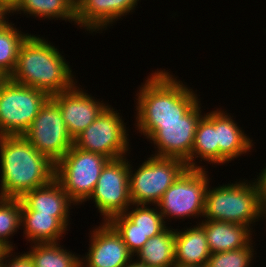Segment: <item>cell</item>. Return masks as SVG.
Instances as JSON below:
<instances>
[{
  "label": "cell",
  "instance_id": "6da1fadb",
  "mask_svg": "<svg viewBox=\"0 0 266 267\" xmlns=\"http://www.w3.org/2000/svg\"><path fill=\"white\" fill-rule=\"evenodd\" d=\"M135 95L136 130L147 139L156 129L157 123L179 122L200 99L196 91L183 84L171 72L155 70Z\"/></svg>",
  "mask_w": 266,
  "mask_h": 267
},
{
  "label": "cell",
  "instance_id": "7a4b0ae2",
  "mask_svg": "<svg viewBox=\"0 0 266 267\" xmlns=\"http://www.w3.org/2000/svg\"><path fill=\"white\" fill-rule=\"evenodd\" d=\"M1 198H21L55 178V163L23 135L0 136Z\"/></svg>",
  "mask_w": 266,
  "mask_h": 267
},
{
  "label": "cell",
  "instance_id": "3957f363",
  "mask_svg": "<svg viewBox=\"0 0 266 267\" xmlns=\"http://www.w3.org/2000/svg\"><path fill=\"white\" fill-rule=\"evenodd\" d=\"M51 44L40 35L29 34L20 45L16 67L9 78L24 86L40 89L49 96L77 85L69 62Z\"/></svg>",
  "mask_w": 266,
  "mask_h": 267
},
{
  "label": "cell",
  "instance_id": "277c9868",
  "mask_svg": "<svg viewBox=\"0 0 266 267\" xmlns=\"http://www.w3.org/2000/svg\"><path fill=\"white\" fill-rule=\"evenodd\" d=\"M254 181V182H253ZM265 204L255 180L208 187L203 220L225 221L252 226L264 218ZM252 224V225H251Z\"/></svg>",
  "mask_w": 266,
  "mask_h": 267
},
{
  "label": "cell",
  "instance_id": "5b68a950",
  "mask_svg": "<svg viewBox=\"0 0 266 267\" xmlns=\"http://www.w3.org/2000/svg\"><path fill=\"white\" fill-rule=\"evenodd\" d=\"M50 96L40 90L14 82H0V136L23 135Z\"/></svg>",
  "mask_w": 266,
  "mask_h": 267
},
{
  "label": "cell",
  "instance_id": "8992f818",
  "mask_svg": "<svg viewBox=\"0 0 266 267\" xmlns=\"http://www.w3.org/2000/svg\"><path fill=\"white\" fill-rule=\"evenodd\" d=\"M130 163V199L132 204L137 205H157L162 195L187 168L181 159L153 155L135 170Z\"/></svg>",
  "mask_w": 266,
  "mask_h": 267
},
{
  "label": "cell",
  "instance_id": "52a82bcc",
  "mask_svg": "<svg viewBox=\"0 0 266 267\" xmlns=\"http://www.w3.org/2000/svg\"><path fill=\"white\" fill-rule=\"evenodd\" d=\"M109 160L101 154L87 152L73 145L55 164V179L69 198L80 206L92 194Z\"/></svg>",
  "mask_w": 266,
  "mask_h": 267
},
{
  "label": "cell",
  "instance_id": "ba28073f",
  "mask_svg": "<svg viewBox=\"0 0 266 267\" xmlns=\"http://www.w3.org/2000/svg\"><path fill=\"white\" fill-rule=\"evenodd\" d=\"M206 170L186 168L162 195L157 207L164 221L203 217L205 196L211 182Z\"/></svg>",
  "mask_w": 266,
  "mask_h": 267
},
{
  "label": "cell",
  "instance_id": "9c48e42d",
  "mask_svg": "<svg viewBox=\"0 0 266 267\" xmlns=\"http://www.w3.org/2000/svg\"><path fill=\"white\" fill-rule=\"evenodd\" d=\"M111 107L108 105L92 124L73 139L75 147L101 154L110 160L130 154L127 123L119 115L121 113Z\"/></svg>",
  "mask_w": 266,
  "mask_h": 267
},
{
  "label": "cell",
  "instance_id": "30bf717a",
  "mask_svg": "<svg viewBox=\"0 0 266 267\" xmlns=\"http://www.w3.org/2000/svg\"><path fill=\"white\" fill-rule=\"evenodd\" d=\"M127 156L109 160L101 171L97 185L86 200H93L103 216L102 222L123 214L131 205L129 188V159Z\"/></svg>",
  "mask_w": 266,
  "mask_h": 267
},
{
  "label": "cell",
  "instance_id": "8fae6325",
  "mask_svg": "<svg viewBox=\"0 0 266 267\" xmlns=\"http://www.w3.org/2000/svg\"><path fill=\"white\" fill-rule=\"evenodd\" d=\"M23 136L55 164L73 146L59 106L49 98Z\"/></svg>",
  "mask_w": 266,
  "mask_h": 267
},
{
  "label": "cell",
  "instance_id": "7c38bea8",
  "mask_svg": "<svg viewBox=\"0 0 266 267\" xmlns=\"http://www.w3.org/2000/svg\"><path fill=\"white\" fill-rule=\"evenodd\" d=\"M201 106L198 101L179 122L157 123V129L147 138L157 148L153 156L178 158L184 162L190 158L197 125L204 116Z\"/></svg>",
  "mask_w": 266,
  "mask_h": 267
},
{
  "label": "cell",
  "instance_id": "4fadbf2b",
  "mask_svg": "<svg viewBox=\"0 0 266 267\" xmlns=\"http://www.w3.org/2000/svg\"><path fill=\"white\" fill-rule=\"evenodd\" d=\"M101 223L90 231L89 249L81 257V267L126 266L135 257L116 230L108 222Z\"/></svg>",
  "mask_w": 266,
  "mask_h": 267
},
{
  "label": "cell",
  "instance_id": "5bb4252c",
  "mask_svg": "<svg viewBox=\"0 0 266 267\" xmlns=\"http://www.w3.org/2000/svg\"><path fill=\"white\" fill-rule=\"evenodd\" d=\"M50 98L59 106L68 134L74 139L85 130L108 106L95 99L80 86H74Z\"/></svg>",
  "mask_w": 266,
  "mask_h": 267
},
{
  "label": "cell",
  "instance_id": "9a60e30c",
  "mask_svg": "<svg viewBox=\"0 0 266 267\" xmlns=\"http://www.w3.org/2000/svg\"><path fill=\"white\" fill-rule=\"evenodd\" d=\"M76 25L89 33H102L122 16L132 13L139 0H75ZM105 28V29H104Z\"/></svg>",
  "mask_w": 266,
  "mask_h": 267
},
{
  "label": "cell",
  "instance_id": "2e32d148",
  "mask_svg": "<svg viewBox=\"0 0 266 267\" xmlns=\"http://www.w3.org/2000/svg\"><path fill=\"white\" fill-rule=\"evenodd\" d=\"M204 116L215 126L218 143V165L251 152L253 140L239 127L233 116L223 109H215ZM247 135V136H246Z\"/></svg>",
  "mask_w": 266,
  "mask_h": 267
},
{
  "label": "cell",
  "instance_id": "e0dca14e",
  "mask_svg": "<svg viewBox=\"0 0 266 267\" xmlns=\"http://www.w3.org/2000/svg\"><path fill=\"white\" fill-rule=\"evenodd\" d=\"M20 199L21 211H37L54 217H70L71 206H76L55 178L47 185L26 192Z\"/></svg>",
  "mask_w": 266,
  "mask_h": 267
},
{
  "label": "cell",
  "instance_id": "ac0fdd59",
  "mask_svg": "<svg viewBox=\"0 0 266 267\" xmlns=\"http://www.w3.org/2000/svg\"><path fill=\"white\" fill-rule=\"evenodd\" d=\"M205 230L211 254L247 247L253 240V231L248 226L215 220L198 222Z\"/></svg>",
  "mask_w": 266,
  "mask_h": 267
},
{
  "label": "cell",
  "instance_id": "d6986e66",
  "mask_svg": "<svg viewBox=\"0 0 266 267\" xmlns=\"http://www.w3.org/2000/svg\"><path fill=\"white\" fill-rule=\"evenodd\" d=\"M69 217H54L37 211H21L23 236L31 244L57 243L68 231Z\"/></svg>",
  "mask_w": 266,
  "mask_h": 267
},
{
  "label": "cell",
  "instance_id": "ffe728a7",
  "mask_svg": "<svg viewBox=\"0 0 266 267\" xmlns=\"http://www.w3.org/2000/svg\"><path fill=\"white\" fill-rule=\"evenodd\" d=\"M175 229V264L205 265L211 255L204 228ZM179 230V231H178Z\"/></svg>",
  "mask_w": 266,
  "mask_h": 267
},
{
  "label": "cell",
  "instance_id": "44dd1931",
  "mask_svg": "<svg viewBox=\"0 0 266 267\" xmlns=\"http://www.w3.org/2000/svg\"><path fill=\"white\" fill-rule=\"evenodd\" d=\"M140 263L149 267H173L175 265V228L167 227L153 236L134 255Z\"/></svg>",
  "mask_w": 266,
  "mask_h": 267
},
{
  "label": "cell",
  "instance_id": "7402d4cb",
  "mask_svg": "<svg viewBox=\"0 0 266 267\" xmlns=\"http://www.w3.org/2000/svg\"><path fill=\"white\" fill-rule=\"evenodd\" d=\"M43 18L45 20H65L76 25L75 0H19L16 7L7 15L15 13ZM29 14V16H28ZM59 18V19H58Z\"/></svg>",
  "mask_w": 266,
  "mask_h": 267
},
{
  "label": "cell",
  "instance_id": "603a6c76",
  "mask_svg": "<svg viewBox=\"0 0 266 267\" xmlns=\"http://www.w3.org/2000/svg\"><path fill=\"white\" fill-rule=\"evenodd\" d=\"M201 158V162L218 164V143L215 126L203 116L196 129L194 144L190 158L185 162L187 168L205 169L200 163L195 161ZM201 165V166H199Z\"/></svg>",
  "mask_w": 266,
  "mask_h": 267
},
{
  "label": "cell",
  "instance_id": "cb8c5ba5",
  "mask_svg": "<svg viewBox=\"0 0 266 267\" xmlns=\"http://www.w3.org/2000/svg\"><path fill=\"white\" fill-rule=\"evenodd\" d=\"M57 243H34L27 253L34 267H81V255Z\"/></svg>",
  "mask_w": 266,
  "mask_h": 267
},
{
  "label": "cell",
  "instance_id": "d4e9b609",
  "mask_svg": "<svg viewBox=\"0 0 266 267\" xmlns=\"http://www.w3.org/2000/svg\"><path fill=\"white\" fill-rule=\"evenodd\" d=\"M8 21L7 16L0 21V75L4 78L10 77L13 73L20 45L29 35Z\"/></svg>",
  "mask_w": 266,
  "mask_h": 267
},
{
  "label": "cell",
  "instance_id": "484cf974",
  "mask_svg": "<svg viewBox=\"0 0 266 267\" xmlns=\"http://www.w3.org/2000/svg\"><path fill=\"white\" fill-rule=\"evenodd\" d=\"M133 206V207H132ZM132 204L123 214L134 224V228L146 235L148 238L163 232L168 226L164 221L157 205ZM130 209H132L130 211Z\"/></svg>",
  "mask_w": 266,
  "mask_h": 267
},
{
  "label": "cell",
  "instance_id": "4316f807",
  "mask_svg": "<svg viewBox=\"0 0 266 267\" xmlns=\"http://www.w3.org/2000/svg\"><path fill=\"white\" fill-rule=\"evenodd\" d=\"M21 229V199L0 197V241L15 249L9 239Z\"/></svg>",
  "mask_w": 266,
  "mask_h": 267
},
{
  "label": "cell",
  "instance_id": "83f0119b",
  "mask_svg": "<svg viewBox=\"0 0 266 267\" xmlns=\"http://www.w3.org/2000/svg\"><path fill=\"white\" fill-rule=\"evenodd\" d=\"M254 241H252L247 247L217 252L210 255L206 266L207 267H252L254 254ZM255 252V253H254Z\"/></svg>",
  "mask_w": 266,
  "mask_h": 267
},
{
  "label": "cell",
  "instance_id": "f1b7e54d",
  "mask_svg": "<svg viewBox=\"0 0 266 267\" xmlns=\"http://www.w3.org/2000/svg\"><path fill=\"white\" fill-rule=\"evenodd\" d=\"M108 223L121 236L129 252L134 256L148 241V237L134 228V224L124 215L112 217Z\"/></svg>",
  "mask_w": 266,
  "mask_h": 267
},
{
  "label": "cell",
  "instance_id": "f546056e",
  "mask_svg": "<svg viewBox=\"0 0 266 267\" xmlns=\"http://www.w3.org/2000/svg\"><path fill=\"white\" fill-rule=\"evenodd\" d=\"M13 251V249L8 251L1 267H34L32 259L27 252L21 253L20 255L16 253L15 255Z\"/></svg>",
  "mask_w": 266,
  "mask_h": 267
},
{
  "label": "cell",
  "instance_id": "4dcf8cb0",
  "mask_svg": "<svg viewBox=\"0 0 266 267\" xmlns=\"http://www.w3.org/2000/svg\"><path fill=\"white\" fill-rule=\"evenodd\" d=\"M261 170V173L257 175V178H253L258 186L260 191L261 199L263 203H266V166Z\"/></svg>",
  "mask_w": 266,
  "mask_h": 267
},
{
  "label": "cell",
  "instance_id": "1f68e13d",
  "mask_svg": "<svg viewBox=\"0 0 266 267\" xmlns=\"http://www.w3.org/2000/svg\"><path fill=\"white\" fill-rule=\"evenodd\" d=\"M19 0H0V11L7 16L17 5Z\"/></svg>",
  "mask_w": 266,
  "mask_h": 267
},
{
  "label": "cell",
  "instance_id": "d6a6232c",
  "mask_svg": "<svg viewBox=\"0 0 266 267\" xmlns=\"http://www.w3.org/2000/svg\"><path fill=\"white\" fill-rule=\"evenodd\" d=\"M10 248L0 241V267L3 264L4 257L8 253Z\"/></svg>",
  "mask_w": 266,
  "mask_h": 267
},
{
  "label": "cell",
  "instance_id": "836d02e7",
  "mask_svg": "<svg viewBox=\"0 0 266 267\" xmlns=\"http://www.w3.org/2000/svg\"><path fill=\"white\" fill-rule=\"evenodd\" d=\"M124 267H149L146 264L140 263L138 262L136 259H134L133 261L131 260L126 266Z\"/></svg>",
  "mask_w": 266,
  "mask_h": 267
},
{
  "label": "cell",
  "instance_id": "e575fe53",
  "mask_svg": "<svg viewBox=\"0 0 266 267\" xmlns=\"http://www.w3.org/2000/svg\"><path fill=\"white\" fill-rule=\"evenodd\" d=\"M173 267H207L205 265H193V264H175Z\"/></svg>",
  "mask_w": 266,
  "mask_h": 267
},
{
  "label": "cell",
  "instance_id": "d590c367",
  "mask_svg": "<svg viewBox=\"0 0 266 267\" xmlns=\"http://www.w3.org/2000/svg\"><path fill=\"white\" fill-rule=\"evenodd\" d=\"M5 17V15L0 11V21Z\"/></svg>",
  "mask_w": 266,
  "mask_h": 267
},
{
  "label": "cell",
  "instance_id": "8d00e7d4",
  "mask_svg": "<svg viewBox=\"0 0 266 267\" xmlns=\"http://www.w3.org/2000/svg\"><path fill=\"white\" fill-rule=\"evenodd\" d=\"M266 219V203H265V210H264V220Z\"/></svg>",
  "mask_w": 266,
  "mask_h": 267
},
{
  "label": "cell",
  "instance_id": "74e56055",
  "mask_svg": "<svg viewBox=\"0 0 266 267\" xmlns=\"http://www.w3.org/2000/svg\"><path fill=\"white\" fill-rule=\"evenodd\" d=\"M4 77L2 76V75H0V82H1V80L3 79Z\"/></svg>",
  "mask_w": 266,
  "mask_h": 267
}]
</instances>
